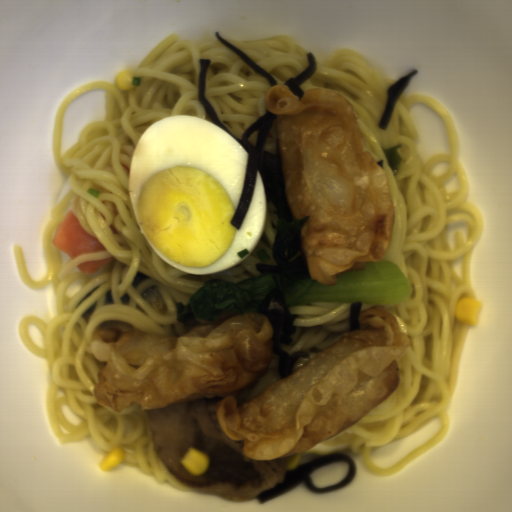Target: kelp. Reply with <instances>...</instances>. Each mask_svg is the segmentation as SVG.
I'll use <instances>...</instances> for the list:
<instances>
[{
  "instance_id": "kelp-1",
  "label": "kelp",
  "mask_w": 512,
  "mask_h": 512,
  "mask_svg": "<svg viewBox=\"0 0 512 512\" xmlns=\"http://www.w3.org/2000/svg\"><path fill=\"white\" fill-rule=\"evenodd\" d=\"M210 59L199 61L198 100L210 121L230 135L246 151L244 181L230 224L240 228L253 196L257 172L260 173L267 200L276 207L278 228L272 246V263H256L260 275H272L274 285L259 304L258 313L265 315L273 328V351L278 357V377L293 374L297 360L309 357L308 351L287 353L282 345L292 344L298 316L288 310L287 294L296 284L311 276L301 246V227L310 216L297 220L285 188V174L280 157L277 116L271 110L247 127L242 137L235 135L220 121L205 97Z\"/></svg>"
},
{
  "instance_id": "kelp-2",
  "label": "kelp",
  "mask_w": 512,
  "mask_h": 512,
  "mask_svg": "<svg viewBox=\"0 0 512 512\" xmlns=\"http://www.w3.org/2000/svg\"><path fill=\"white\" fill-rule=\"evenodd\" d=\"M346 461L349 466L346 473L345 479L338 482L335 485L324 486V487H313L310 482V474L312 470L325 466L331 462H341ZM356 475V464L353 458L348 453H331L318 458L311 459L303 464H300L292 469L286 470L282 482L276 484L270 489L262 491L258 495H256V499L260 504H265L268 501L287 493L299 485L303 484L310 491L315 494H323L329 493L335 490L342 489L348 483L352 481V479Z\"/></svg>"
},
{
  "instance_id": "kelp-3",
  "label": "kelp",
  "mask_w": 512,
  "mask_h": 512,
  "mask_svg": "<svg viewBox=\"0 0 512 512\" xmlns=\"http://www.w3.org/2000/svg\"><path fill=\"white\" fill-rule=\"evenodd\" d=\"M417 69L412 70L395 80L386 91V102L378 124L379 130H387L393 116L396 101L405 91L412 78L417 75Z\"/></svg>"
},
{
  "instance_id": "kelp-4",
  "label": "kelp",
  "mask_w": 512,
  "mask_h": 512,
  "mask_svg": "<svg viewBox=\"0 0 512 512\" xmlns=\"http://www.w3.org/2000/svg\"><path fill=\"white\" fill-rule=\"evenodd\" d=\"M317 71V59L314 53L308 52L307 54V65L302 72L292 78H288L284 85H286L293 94L298 96L300 99L304 95L301 85L311 76L316 74Z\"/></svg>"
},
{
  "instance_id": "kelp-5",
  "label": "kelp",
  "mask_w": 512,
  "mask_h": 512,
  "mask_svg": "<svg viewBox=\"0 0 512 512\" xmlns=\"http://www.w3.org/2000/svg\"><path fill=\"white\" fill-rule=\"evenodd\" d=\"M216 38L227 47L234 55H236L239 59H241L244 63H246L249 67H251L260 77H262L271 87L273 85H279L277 81L274 79L272 75H270L267 71L257 65L254 61L244 55L241 51L231 45L228 41L220 36V31L214 32Z\"/></svg>"
},
{
  "instance_id": "kelp-6",
  "label": "kelp",
  "mask_w": 512,
  "mask_h": 512,
  "mask_svg": "<svg viewBox=\"0 0 512 512\" xmlns=\"http://www.w3.org/2000/svg\"><path fill=\"white\" fill-rule=\"evenodd\" d=\"M403 146V143H399L393 147L390 148H384L383 154L386 158V161L393 173H397L402 162L403 157H401L398 153L399 148Z\"/></svg>"
},
{
  "instance_id": "kelp-7",
  "label": "kelp",
  "mask_w": 512,
  "mask_h": 512,
  "mask_svg": "<svg viewBox=\"0 0 512 512\" xmlns=\"http://www.w3.org/2000/svg\"><path fill=\"white\" fill-rule=\"evenodd\" d=\"M363 303L356 301L350 304L351 332L361 330V322L359 316L361 314Z\"/></svg>"
}]
</instances>
